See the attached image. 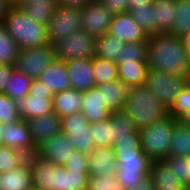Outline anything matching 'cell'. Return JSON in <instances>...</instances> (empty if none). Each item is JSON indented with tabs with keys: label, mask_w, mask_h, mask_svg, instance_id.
Returning <instances> with one entry per match:
<instances>
[{
	"label": "cell",
	"mask_w": 190,
	"mask_h": 190,
	"mask_svg": "<svg viewBox=\"0 0 190 190\" xmlns=\"http://www.w3.org/2000/svg\"><path fill=\"white\" fill-rule=\"evenodd\" d=\"M146 60L149 69L190 76V59L183 41L171 33L149 36Z\"/></svg>",
	"instance_id": "cell-1"
},
{
	"label": "cell",
	"mask_w": 190,
	"mask_h": 190,
	"mask_svg": "<svg viewBox=\"0 0 190 190\" xmlns=\"http://www.w3.org/2000/svg\"><path fill=\"white\" fill-rule=\"evenodd\" d=\"M3 23L21 50L49 44L46 25L30 19L17 5H10Z\"/></svg>",
	"instance_id": "cell-2"
},
{
	"label": "cell",
	"mask_w": 190,
	"mask_h": 190,
	"mask_svg": "<svg viewBox=\"0 0 190 190\" xmlns=\"http://www.w3.org/2000/svg\"><path fill=\"white\" fill-rule=\"evenodd\" d=\"M124 111L139 130L168 115V110L143 85L127 88Z\"/></svg>",
	"instance_id": "cell-3"
},
{
	"label": "cell",
	"mask_w": 190,
	"mask_h": 190,
	"mask_svg": "<svg viewBox=\"0 0 190 190\" xmlns=\"http://www.w3.org/2000/svg\"><path fill=\"white\" fill-rule=\"evenodd\" d=\"M177 120L169 114L139 130L143 152L152 160H164L169 156V147L174 123Z\"/></svg>",
	"instance_id": "cell-4"
},
{
	"label": "cell",
	"mask_w": 190,
	"mask_h": 190,
	"mask_svg": "<svg viewBox=\"0 0 190 190\" xmlns=\"http://www.w3.org/2000/svg\"><path fill=\"white\" fill-rule=\"evenodd\" d=\"M188 82L189 76L149 69L143 86L169 110Z\"/></svg>",
	"instance_id": "cell-5"
},
{
	"label": "cell",
	"mask_w": 190,
	"mask_h": 190,
	"mask_svg": "<svg viewBox=\"0 0 190 190\" xmlns=\"http://www.w3.org/2000/svg\"><path fill=\"white\" fill-rule=\"evenodd\" d=\"M114 153L118 162L117 181L124 189L137 184L150 174L152 160L143 150Z\"/></svg>",
	"instance_id": "cell-6"
},
{
	"label": "cell",
	"mask_w": 190,
	"mask_h": 190,
	"mask_svg": "<svg viewBox=\"0 0 190 190\" xmlns=\"http://www.w3.org/2000/svg\"><path fill=\"white\" fill-rule=\"evenodd\" d=\"M53 93L39 79H33L29 94L18 102L19 117L25 121L53 112Z\"/></svg>",
	"instance_id": "cell-7"
},
{
	"label": "cell",
	"mask_w": 190,
	"mask_h": 190,
	"mask_svg": "<svg viewBox=\"0 0 190 190\" xmlns=\"http://www.w3.org/2000/svg\"><path fill=\"white\" fill-rule=\"evenodd\" d=\"M81 9L57 6L46 24L49 43L55 46L75 31L81 30Z\"/></svg>",
	"instance_id": "cell-8"
},
{
	"label": "cell",
	"mask_w": 190,
	"mask_h": 190,
	"mask_svg": "<svg viewBox=\"0 0 190 190\" xmlns=\"http://www.w3.org/2000/svg\"><path fill=\"white\" fill-rule=\"evenodd\" d=\"M96 37L84 30L75 31L55 45L56 58L68 62L95 57Z\"/></svg>",
	"instance_id": "cell-9"
},
{
	"label": "cell",
	"mask_w": 190,
	"mask_h": 190,
	"mask_svg": "<svg viewBox=\"0 0 190 190\" xmlns=\"http://www.w3.org/2000/svg\"><path fill=\"white\" fill-rule=\"evenodd\" d=\"M55 58V46L50 43L42 47L27 48L20 50L15 68L32 79H38Z\"/></svg>",
	"instance_id": "cell-10"
},
{
	"label": "cell",
	"mask_w": 190,
	"mask_h": 190,
	"mask_svg": "<svg viewBox=\"0 0 190 190\" xmlns=\"http://www.w3.org/2000/svg\"><path fill=\"white\" fill-rule=\"evenodd\" d=\"M61 124L75 150L89 154L96 148L90 123L81 112L62 117Z\"/></svg>",
	"instance_id": "cell-11"
},
{
	"label": "cell",
	"mask_w": 190,
	"mask_h": 190,
	"mask_svg": "<svg viewBox=\"0 0 190 190\" xmlns=\"http://www.w3.org/2000/svg\"><path fill=\"white\" fill-rule=\"evenodd\" d=\"M81 14V30L96 38L108 33L113 14L102 2L92 1Z\"/></svg>",
	"instance_id": "cell-12"
},
{
	"label": "cell",
	"mask_w": 190,
	"mask_h": 190,
	"mask_svg": "<svg viewBox=\"0 0 190 190\" xmlns=\"http://www.w3.org/2000/svg\"><path fill=\"white\" fill-rule=\"evenodd\" d=\"M3 145L31 156L37 152L27 121L19 119L4 126Z\"/></svg>",
	"instance_id": "cell-13"
},
{
	"label": "cell",
	"mask_w": 190,
	"mask_h": 190,
	"mask_svg": "<svg viewBox=\"0 0 190 190\" xmlns=\"http://www.w3.org/2000/svg\"><path fill=\"white\" fill-rule=\"evenodd\" d=\"M108 34L117 37L124 43L148 41L149 38L129 12L113 14Z\"/></svg>",
	"instance_id": "cell-14"
},
{
	"label": "cell",
	"mask_w": 190,
	"mask_h": 190,
	"mask_svg": "<svg viewBox=\"0 0 190 190\" xmlns=\"http://www.w3.org/2000/svg\"><path fill=\"white\" fill-rule=\"evenodd\" d=\"M74 152L75 149L69 137L61 131L39 146L36 153L58 166H64Z\"/></svg>",
	"instance_id": "cell-15"
},
{
	"label": "cell",
	"mask_w": 190,
	"mask_h": 190,
	"mask_svg": "<svg viewBox=\"0 0 190 190\" xmlns=\"http://www.w3.org/2000/svg\"><path fill=\"white\" fill-rule=\"evenodd\" d=\"M27 123L36 148L62 131V118L54 111L49 114L28 119Z\"/></svg>",
	"instance_id": "cell-16"
},
{
	"label": "cell",
	"mask_w": 190,
	"mask_h": 190,
	"mask_svg": "<svg viewBox=\"0 0 190 190\" xmlns=\"http://www.w3.org/2000/svg\"><path fill=\"white\" fill-rule=\"evenodd\" d=\"M73 89L84 91L96 86L92 58H77L65 62Z\"/></svg>",
	"instance_id": "cell-17"
},
{
	"label": "cell",
	"mask_w": 190,
	"mask_h": 190,
	"mask_svg": "<svg viewBox=\"0 0 190 190\" xmlns=\"http://www.w3.org/2000/svg\"><path fill=\"white\" fill-rule=\"evenodd\" d=\"M30 167L33 188L54 190V180L58 165L35 153L30 156Z\"/></svg>",
	"instance_id": "cell-18"
},
{
	"label": "cell",
	"mask_w": 190,
	"mask_h": 190,
	"mask_svg": "<svg viewBox=\"0 0 190 190\" xmlns=\"http://www.w3.org/2000/svg\"><path fill=\"white\" fill-rule=\"evenodd\" d=\"M89 176L116 174L118 162L112 146L96 147L88 154Z\"/></svg>",
	"instance_id": "cell-19"
},
{
	"label": "cell",
	"mask_w": 190,
	"mask_h": 190,
	"mask_svg": "<svg viewBox=\"0 0 190 190\" xmlns=\"http://www.w3.org/2000/svg\"><path fill=\"white\" fill-rule=\"evenodd\" d=\"M53 94L64 91L71 87V81L66 63L55 58L38 78Z\"/></svg>",
	"instance_id": "cell-20"
},
{
	"label": "cell",
	"mask_w": 190,
	"mask_h": 190,
	"mask_svg": "<svg viewBox=\"0 0 190 190\" xmlns=\"http://www.w3.org/2000/svg\"><path fill=\"white\" fill-rule=\"evenodd\" d=\"M83 109L81 113L89 123L106 120L111 112L103 105L102 91L95 86L82 91Z\"/></svg>",
	"instance_id": "cell-21"
},
{
	"label": "cell",
	"mask_w": 190,
	"mask_h": 190,
	"mask_svg": "<svg viewBox=\"0 0 190 190\" xmlns=\"http://www.w3.org/2000/svg\"><path fill=\"white\" fill-rule=\"evenodd\" d=\"M150 175L155 190H189V187L175 177L171 167L164 160L152 161Z\"/></svg>",
	"instance_id": "cell-22"
},
{
	"label": "cell",
	"mask_w": 190,
	"mask_h": 190,
	"mask_svg": "<svg viewBox=\"0 0 190 190\" xmlns=\"http://www.w3.org/2000/svg\"><path fill=\"white\" fill-rule=\"evenodd\" d=\"M0 187L1 190H30L33 188L30 156L17 168L1 174Z\"/></svg>",
	"instance_id": "cell-23"
},
{
	"label": "cell",
	"mask_w": 190,
	"mask_h": 190,
	"mask_svg": "<svg viewBox=\"0 0 190 190\" xmlns=\"http://www.w3.org/2000/svg\"><path fill=\"white\" fill-rule=\"evenodd\" d=\"M52 101L53 111L61 118L83 109L82 91L73 88L55 93Z\"/></svg>",
	"instance_id": "cell-24"
},
{
	"label": "cell",
	"mask_w": 190,
	"mask_h": 190,
	"mask_svg": "<svg viewBox=\"0 0 190 190\" xmlns=\"http://www.w3.org/2000/svg\"><path fill=\"white\" fill-rule=\"evenodd\" d=\"M102 91L103 105L113 113L124 110L127 86L119 79L96 86Z\"/></svg>",
	"instance_id": "cell-25"
},
{
	"label": "cell",
	"mask_w": 190,
	"mask_h": 190,
	"mask_svg": "<svg viewBox=\"0 0 190 190\" xmlns=\"http://www.w3.org/2000/svg\"><path fill=\"white\" fill-rule=\"evenodd\" d=\"M119 80L127 87L144 85L149 65L147 61L116 62Z\"/></svg>",
	"instance_id": "cell-26"
},
{
	"label": "cell",
	"mask_w": 190,
	"mask_h": 190,
	"mask_svg": "<svg viewBox=\"0 0 190 190\" xmlns=\"http://www.w3.org/2000/svg\"><path fill=\"white\" fill-rule=\"evenodd\" d=\"M158 33H171L176 14V0H153Z\"/></svg>",
	"instance_id": "cell-27"
},
{
	"label": "cell",
	"mask_w": 190,
	"mask_h": 190,
	"mask_svg": "<svg viewBox=\"0 0 190 190\" xmlns=\"http://www.w3.org/2000/svg\"><path fill=\"white\" fill-rule=\"evenodd\" d=\"M89 173L68 171L63 166L56 169L54 190H87Z\"/></svg>",
	"instance_id": "cell-28"
},
{
	"label": "cell",
	"mask_w": 190,
	"mask_h": 190,
	"mask_svg": "<svg viewBox=\"0 0 190 190\" xmlns=\"http://www.w3.org/2000/svg\"><path fill=\"white\" fill-rule=\"evenodd\" d=\"M24 13L35 22L46 25L58 6L56 0H33L26 4H17Z\"/></svg>",
	"instance_id": "cell-29"
},
{
	"label": "cell",
	"mask_w": 190,
	"mask_h": 190,
	"mask_svg": "<svg viewBox=\"0 0 190 190\" xmlns=\"http://www.w3.org/2000/svg\"><path fill=\"white\" fill-rule=\"evenodd\" d=\"M169 156H184L190 158V126L180 120L174 123Z\"/></svg>",
	"instance_id": "cell-30"
},
{
	"label": "cell",
	"mask_w": 190,
	"mask_h": 190,
	"mask_svg": "<svg viewBox=\"0 0 190 190\" xmlns=\"http://www.w3.org/2000/svg\"><path fill=\"white\" fill-rule=\"evenodd\" d=\"M110 121L112 124V146L120 139L129 138L132 134H139L136 124L124 110L111 113Z\"/></svg>",
	"instance_id": "cell-31"
},
{
	"label": "cell",
	"mask_w": 190,
	"mask_h": 190,
	"mask_svg": "<svg viewBox=\"0 0 190 190\" xmlns=\"http://www.w3.org/2000/svg\"><path fill=\"white\" fill-rule=\"evenodd\" d=\"M32 82V78L14 68L3 93L19 102L29 94Z\"/></svg>",
	"instance_id": "cell-32"
},
{
	"label": "cell",
	"mask_w": 190,
	"mask_h": 190,
	"mask_svg": "<svg viewBox=\"0 0 190 190\" xmlns=\"http://www.w3.org/2000/svg\"><path fill=\"white\" fill-rule=\"evenodd\" d=\"M124 44L117 37L106 33L96 38L95 56L116 62Z\"/></svg>",
	"instance_id": "cell-33"
},
{
	"label": "cell",
	"mask_w": 190,
	"mask_h": 190,
	"mask_svg": "<svg viewBox=\"0 0 190 190\" xmlns=\"http://www.w3.org/2000/svg\"><path fill=\"white\" fill-rule=\"evenodd\" d=\"M128 12L141 25L148 36L157 34L155 12L152 3L140 6H128Z\"/></svg>",
	"instance_id": "cell-34"
},
{
	"label": "cell",
	"mask_w": 190,
	"mask_h": 190,
	"mask_svg": "<svg viewBox=\"0 0 190 190\" xmlns=\"http://www.w3.org/2000/svg\"><path fill=\"white\" fill-rule=\"evenodd\" d=\"M20 48L7 32L6 26L0 22V63L15 65Z\"/></svg>",
	"instance_id": "cell-35"
},
{
	"label": "cell",
	"mask_w": 190,
	"mask_h": 190,
	"mask_svg": "<svg viewBox=\"0 0 190 190\" xmlns=\"http://www.w3.org/2000/svg\"><path fill=\"white\" fill-rule=\"evenodd\" d=\"M168 114L190 126V82L181 90Z\"/></svg>",
	"instance_id": "cell-36"
},
{
	"label": "cell",
	"mask_w": 190,
	"mask_h": 190,
	"mask_svg": "<svg viewBox=\"0 0 190 190\" xmlns=\"http://www.w3.org/2000/svg\"><path fill=\"white\" fill-rule=\"evenodd\" d=\"M93 68L96 86L119 79L116 62L93 57Z\"/></svg>",
	"instance_id": "cell-37"
},
{
	"label": "cell",
	"mask_w": 190,
	"mask_h": 190,
	"mask_svg": "<svg viewBox=\"0 0 190 190\" xmlns=\"http://www.w3.org/2000/svg\"><path fill=\"white\" fill-rule=\"evenodd\" d=\"M171 34L181 37L190 31V0H176V14Z\"/></svg>",
	"instance_id": "cell-38"
},
{
	"label": "cell",
	"mask_w": 190,
	"mask_h": 190,
	"mask_svg": "<svg viewBox=\"0 0 190 190\" xmlns=\"http://www.w3.org/2000/svg\"><path fill=\"white\" fill-rule=\"evenodd\" d=\"M28 159V155L14 148L0 146V174L17 168Z\"/></svg>",
	"instance_id": "cell-39"
},
{
	"label": "cell",
	"mask_w": 190,
	"mask_h": 190,
	"mask_svg": "<svg viewBox=\"0 0 190 190\" xmlns=\"http://www.w3.org/2000/svg\"><path fill=\"white\" fill-rule=\"evenodd\" d=\"M147 42L125 43L116 62L147 61Z\"/></svg>",
	"instance_id": "cell-40"
},
{
	"label": "cell",
	"mask_w": 190,
	"mask_h": 190,
	"mask_svg": "<svg viewBox=\"0 0 190 190\" xmlns=\"http://www.w3.org/2000/svg\"><path fill=\"white\" fill-rule=\"evenodd\" d=\"M93 140L96 147L112 146V124L110 117L106 120L90 123Z\"/></svg>",
	"instance_id": "cell-41"
},
{
	"label": "cell",
	"mask_w": 190,
	"mask_h": 190,
	"mask_svg": "<svg viewBox=\"0 0 190 190\" xmlns=\"http://www.w3.org/2000/svg\"><path fill=\"white\" fill-rule=\"evenodd\" d=\"M19 119L18 102L6 93H0V123L7 125Z\"/></svg>",
	"instance_id": "cell-42"
},
{
	"label": "cell",
	"mask_w": 190,
	"mask_h": 190,
	"mask_svg": "<svg viewBox=\"0 0 190 190\" xmlns=\"http://www.w3.org/2000/svg\"><path fill=\"white\" fill-rule=\"evenodd\" d=\"M87 190H125L117 181L116 174L89 176Z\"/></svg>",
	"instance_id": "cell-43"
},
{
	"label": "cell",
	"mask_w": 190,
	"mask_h": 190,
	"mask_svg": "<svg viewBox=\"0 0 190 190\" xmlns=\"http://www.w3.org/2000/svg\"><path fill=\"white\" fill-rule=\"evenodd\" d=\"M164 161L171 167L175 177L189 187V157L168 156Z\"/></svg>",
	"instance_id": "cell-44"
},
{
	"label": "cell",
	"mask_w": 190,
	"mask_h": 190,
	"mask_svg": "<svg viewBox=\"0 0 190 190\" xmlns=\"http://www.w3.org/2000/svg\"><path fill=\"white\" fill-rule=\"evenodd\" d=\"M68 171L77 173H89L88 154L75 150L72 157L63 166Z\"/></svg>",
	"instance_id": "cell-45"
},
{
	"label": "cell",
	"mask_w": 190,
	"mask_h": 190,
	"mask_svg": "<svg viewBox=\"0 0 190 190\" xmlns=\"http://www.w3.org/2000/svg\"><path fill=\"white\" fill-rule=\"evenodd\" d=\"M114 152H128L135 150H143L139 134H132L129 138L120 139L113 146Z\"/></svg>",
	"instance_id": "cell-46"
},
{
	"label": "cell",
	"mask_w": 190,
	"mask_h": 190,
	"mask_svg": "<svg viewBox=\"0 0 190 190\" xmlns=\"http://www.w3.org/2000/svg\"><path fill=\"white\" fill-rule=\"evenodd\" d=\"M112 14L128 12V0H102Z\"/></svg>",
	"instance_id": "cell-47"
},
{
	"label": "cell",
	"mask_w": 190,
	"mask_h": 190,
	"mask_svg": "<svg viewBox=\"0 0 190 190\" xmlns=\"http://www.w3.org/2000/svg\"><path fill=\"white\" fill-rule=\"evenodd\" d=\"M15 65H7L0 63V93H3L6 88V84L10 79L13 69Z\"/></svg>",
	"instance_id": "cell-48"
},
{
	"label": "cell",
	"mask_w": 190,
	"mask_h": 190,
	"mask_svg": "<svg viewBox=\"0 0 190 190\" xmlns=\"http://www.w3.org/2000/svg\"><path fill=\"white\" fill-rule=\"evenodd\" d=\"M125 190H155L154 182L151 175H147L142 181H139L137 184L133 186L130 185Z\"/></svg>",
	"instance_id": "cell-49"
},
{
	"label": "cell",
	"mask_w": 190,
	"mask_h": 190,
	"mask_svg": "<svg viewBox=\"0 0 190 190\" xmlns=\"http://www.w3.org/2000/svg\"><path fill=\"white\" fill-rule=\"evenodd\" d=\"M58 6L70 7L75 9H82L86 7L93 0H56Z\"/></svg>",
	"instance_id": "cell-50"
},
{
	"label": "cell",
	"mask_w": 190,
	"mask_h": 190,
	"mask_svg": "<svg viewBox=\"0 0 190 190\" xmlns=\"http://www.w3.org/2000/svg\"><path fill=\"white\" fill-rule=\"evenodd\" d=\"M10 4L6 0H0V22H3Z\"/></svg>",
	"instance_id": "cell-51"
},
{
	"label": "cell",
	"mask_w": 190,
	"mask_h": 190,
	"mask_svg": "<svg viewBox=\"0 0 190 190\" xmlns=\"http://www.w3.org/2000/svg\"><path fill=\"white\" fill-rule=\"evenodd\" d=\"M181 39L187 51V55L189 56V59H190V31L184 34L183 36H181Z\"/></svg>",
	"instance_id": "cell-52"
},
{
	"label": "cell",
	"mask_w": 190,
	"mask_h": 190,
	"mask_svg": "<svg viewBox=\"0 0 190 190\" xmlns=\"http://www.w3.org/2000/svg\"><path fill=\"white\" fill-rule=\"evenodd\" d=\"M153 0H128V6H140L146 3H152Z\"/></svg>",
	"instance_id": "cell-53"
},
{
	"label": "cell",
	"mask_w": 190,
	"mask_h": 190,
	"mask_svg": "<svg viewBox=\"0 0 190 190\" xmlns=\"http://www.w3.org/2000/svg\"><path fill=\"white\" fill-rule=\"evenodd\" d=\"M4 126L3 124L0 123V146L3 145V130H4Z\"/></svg>",
	"instance_id": "cell-54"
},
{
	"label": "cell",
	"mask_w": 190,
	"mask_h": 190,
	"mask_svg": "<svg viewBox=\"0 0 190 190\" xmlns=\"http://www.w3.org/2000/svg\"><path fill=\"white\" fill-rule=\"evenodd\" d=\"M10 5H17L20 0H6Z\"/></svg>",
	"instance_id": "cell-55"
},
{
	"label": "cell",
	"mask_w": 190,
	"mask_h": 190,
	"mask_svg": "<svg viewBox=\"0 0 190 190\" xmlns=\"http://www.w3.org/2000/svg\"><path fill=\"white\" fill-rule=\"evenodd\" d=\"M31 1H33V0H20V2L18 4H26Z\"/></svg>",
	"instance_id": "cell-56"
},
{
	"label": "cell",
	"mask_w": 190,
	"mask_h": 190,
	"mask_svg": "<svg viewBox=\"0 0 190 190\" xmlns=\"http://www.w3.org/2000/svg\"><path fill=\"white\" fill-rule=\"evenodd\" d=\"M189 188H190V158H189Z\"/></svg>",
	"instance_id": "cell-57"
}]
</instances>
